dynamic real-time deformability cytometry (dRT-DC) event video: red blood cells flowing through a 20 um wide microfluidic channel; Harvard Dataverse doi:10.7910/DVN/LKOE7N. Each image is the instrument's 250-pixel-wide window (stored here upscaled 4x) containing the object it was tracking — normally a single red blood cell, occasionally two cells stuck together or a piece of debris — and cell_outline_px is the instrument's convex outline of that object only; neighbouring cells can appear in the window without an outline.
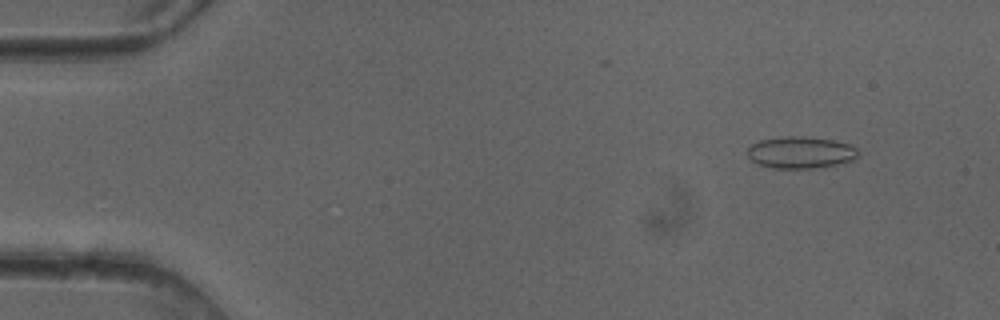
{"species": "common noctule bat (a hibernating species)", "species_latin": "Nyctalus noctula", "temperature_condition": "cold", "stored_images_in_passage": 50, "camera_frame_rate_fps": 3000, "um_per_image_px": 0.085, "animal": {"sex": "female"}, "frame": {"image": 1, "passage_image": 5, "time_ms": 1.333, "image_size_px": [1000, 320], "cell_outline_px": [[860, 156], [852, 160], [836, 164], [812, 168], [772, 168], [756, 164], [744, 152], [752, 144], [760, 140], [784, 136], [800, 136], [832, 140], [848, 144], [856, 148]], "centroid_in_image_um": [68.0, 12.96], "position_along_channel_um": 17.0, "area_um2": 20.52}}
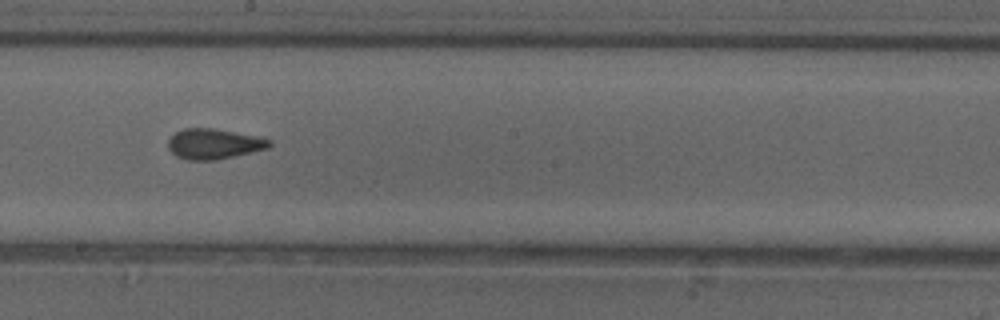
{"frame": {"image": 2, "passage_image": 28, "time_ms": 9.0, "image_size_px": [1000, 320], "cell_outline_px": [[272, 144], [268, 148], [216, 160], [188, 160], [176, 156], [168, 148], [168, 140], [176, 132], [184, 128], [216, 128], [256, 136], [272, 140]], "centroid_in_image_um": [18.17, 12.22], "position_along_channel_um": 230.0, "area_um2": 17.86}}
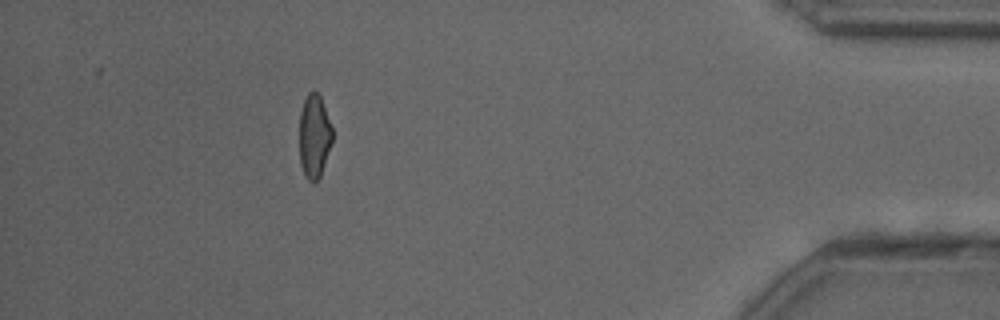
{"frame": {"image": 3, "passage_image": 45, "time_ms": 14.667, "image_size_px": [1000, 320], "cell_outline_px": [[332, 140], [320, 176], [316, 180], [308, 180], [300, 164], [300, 112], [304, 100], [308, 92], [312, 88], [320, 96], [332, 128]], "centroid_in_image_um": [26.7, 11.52], "position_along_channel_um": 408.5, "area_um2": 15.72}, "authors_computed_cell_mechanics": {"area_um2": 17.8313, "velocity_mm_per_s": 4.1229, "shape_relaxation_time_tau1_ms": null, "shape_relaxation_time_tau2_ms": 1.7303, "deformation_change_tau1": null, "deformation_change_tau2": 0.0783}}